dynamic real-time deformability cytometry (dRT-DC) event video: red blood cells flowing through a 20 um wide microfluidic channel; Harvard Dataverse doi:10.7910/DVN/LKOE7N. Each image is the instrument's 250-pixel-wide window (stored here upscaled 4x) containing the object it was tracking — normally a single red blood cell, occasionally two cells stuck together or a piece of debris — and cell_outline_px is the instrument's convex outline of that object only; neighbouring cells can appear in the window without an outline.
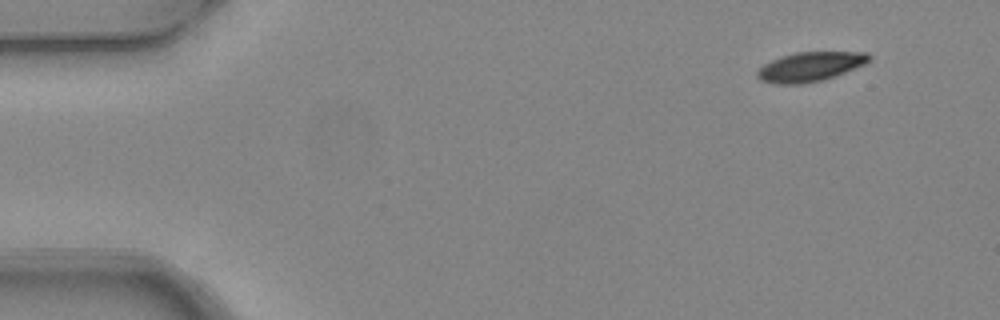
{"species": "common noctule bat (a hibernating species)", "species_latin": "Nyctalus noctula", "temperature_condition": "warm", "stored_images_in_passage": 4, "camera_frame_rate_fps": 3000, "um_per_image_px": 0.085, "animal": {"sex": "female", "body_mass_g": 24.6, "forearm_length_mm": 56.2}, "frame": {"image": 1, "passage_image": 1, "time_ms": 0.0, "image_size_px": [1000, 320], "cell_outline_px": [[872, 60], [864, 64], [836, 76], [824, 80], [804, 84], [772, 84], [760, 80], [756, 76], [756, 72], [764, 64], [772, 60], [796, 52], [868, 52], [872, 56]], "centroid_in_image_um": [68.88, 5.68], "position_along_channel_um": 16.1, "area_um2": 19.31}}
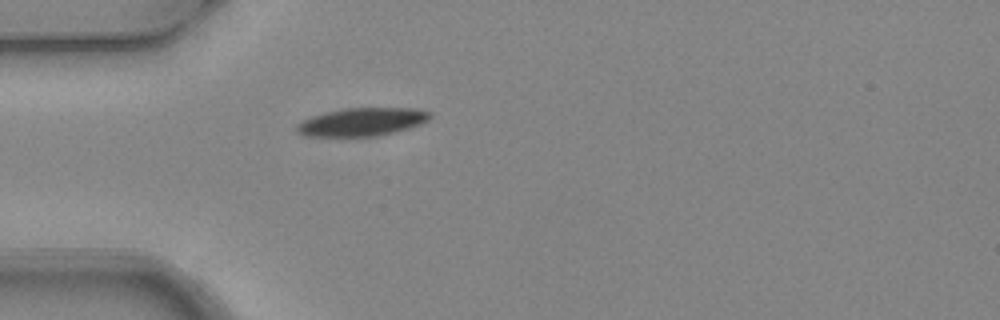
{"frame": {"image": 2, "passage_image": 4, "time_ms": 1.0, "image_size_px": [1000, 320], "cell_outline_px": [[432, 116], [428, 120], [420, 124], [396, 132], [376, 136], [304, 136], [296, 132], [296, 124], [312, 116], [328, 112], [348, 108], [412, 108], [432, 112]], "centroid_in_image_um": [30.78, 10.37], "position_along_channel_um": 54.2, "area_um2": 21.73}}